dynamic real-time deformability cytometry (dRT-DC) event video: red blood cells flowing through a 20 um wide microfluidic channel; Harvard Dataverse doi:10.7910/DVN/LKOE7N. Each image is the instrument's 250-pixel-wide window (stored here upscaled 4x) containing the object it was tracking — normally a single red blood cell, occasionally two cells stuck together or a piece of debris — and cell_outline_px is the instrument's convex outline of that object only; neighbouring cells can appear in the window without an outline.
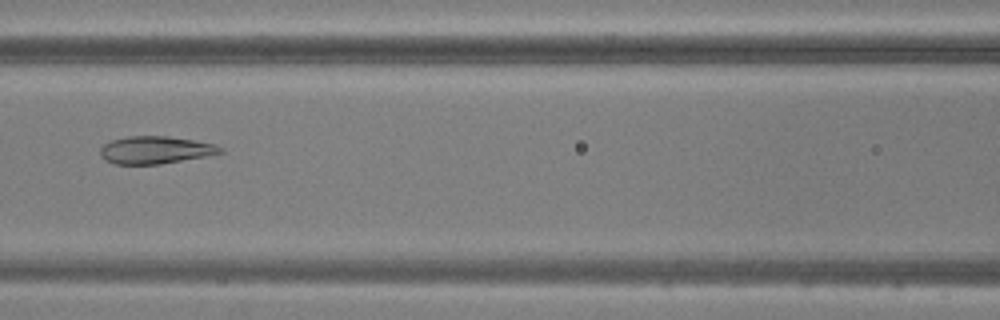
{"species": "common noctule bat (a hibernating species)", "species_latin": "Nyctalus noctula", "temperature_condition": "warm", "stored_images_in_passage": 49, "camera_frame_rate_fps": 3000, "um_per_image_px": 0.085, "animal": {"sex": "male", "body_mass_g": 20.5, "forearm_length_mm": 52.5}, "frame": {"image": 1, "passage_image": 22, "time_ms": 7.0, "image_size_px": [1000, 320], "cell_outline_px": [[224, 152], [204, 156], [160, 164], [116, 164], [104, 160], [100, 156], [100, 148], [104, 144], [112, 140], [128, 136], [168, 136], [216, 144], [224, 148]], "centroid_in_image_um": [13.19, 12.74], "position_along_channel_um": 153.4, "area_um2": 19.19}}
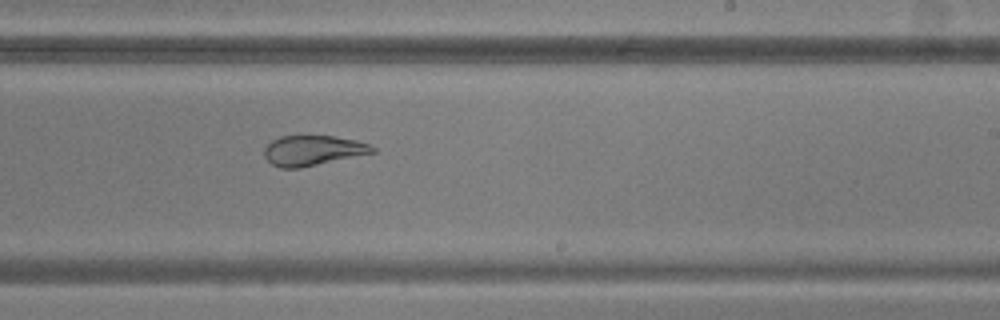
{"frame": {"image": 2, "passage_image": 30, "time_ms": 9.667, "image_size_px": [1000, 320], "cell_outline_px": [[376, 152], [300, 168], [280, 168], [272, 164], [264, 156], [264, 148], [272, 140], [280, 136], [332, 136], [356, 140], [368, 144], [376, 148]], "centroid_in_image_um": [26.58, 12.79], "position_along_channel_um": 262.4, "area_um2": 18.9}}
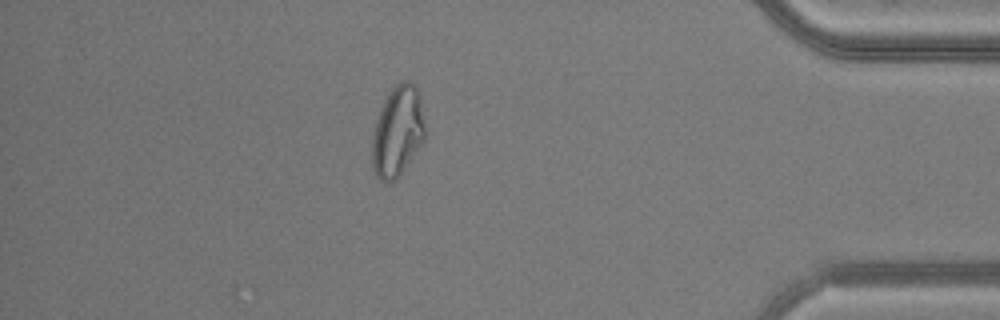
{"frame": {"image": 3, "passage_image": 43, "time_ms": 14.0, "image_size_px": [1000, 320], "cell_outline_px": [[424, 140], [396, 180], [384, 184], [376, 176], [372, 168], [372, 132], [380, 108], [384, 100], [392, 88], [400, 80], [408, 80], [420, 92], [424, 120]], "centroid_in_image_um": [33.77, 11.17], "position_along_channel_um": 401.4, "area_um2": 28.15}}